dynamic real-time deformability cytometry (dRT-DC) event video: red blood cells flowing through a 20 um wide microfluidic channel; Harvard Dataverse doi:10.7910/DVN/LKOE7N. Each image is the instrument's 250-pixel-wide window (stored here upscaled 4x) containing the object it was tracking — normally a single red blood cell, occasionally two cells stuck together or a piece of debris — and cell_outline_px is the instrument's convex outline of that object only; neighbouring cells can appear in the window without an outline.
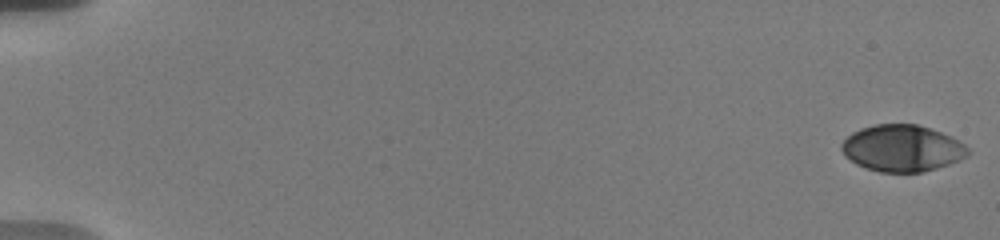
{"species": "human", "species_latin": "Homo sapiens", "temperature_condition": "warm", "stored_images_in_passage": 59, "camera_frame_rate_fps": 3000, "um_per_image_px": 0.085, "donor": {"sex": "male"}, "frame": {"image": 1, "passage_image": 1, "time_ms": 0.0, "image_size_px": [1000, 240], "cell_outline_px": [[972, 152], [968, 156], [948, 164], [924, 172], [880, 172], [864, 168], [856, 164], [844, 156], [840, 148], [840, 144], [852, 132], [860, 128], [876, 124], [916, 124], [940, 132], [964, 144]], "centroid_in_image_um": [76.64, 12.61], "position_along_channel_um": 8.4, "area_um2": 34.33}}
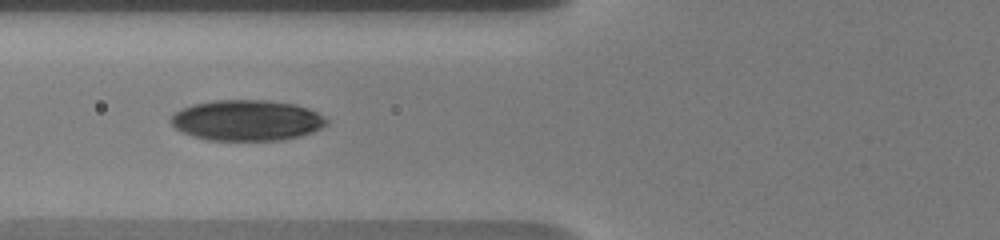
{"frame": {"image": 2, "passage_image": 26, "time_ms": 7.667, "image_size_px": [1000, 240], "cell_outline_px": [[328, 124], [312, 132], [300, 136], [280, 140], [208, 140], [192, 136], [176, 128], [168, 120], [176, 112], [192, 104], [216, 100], [268, 100], [296, 104], [308, 108], [316, 112], [328, 120]], "centroid_in_image_um": [20.99, 10.22], "position_along_channel_um": 104.8, "area_um2": 36.88}}
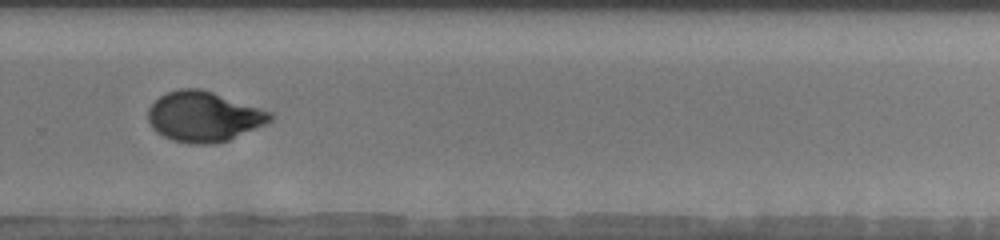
{"frame": {"image": 3, "passage_image": 42, "time_ms": 13.333, "image_size_px": [1000, 240], "cell_outline_px": [[272, 120], [264, 124], [228, 140], [216, 144], [188, 144], [172, 140], [156, 132], [152, 128], [148, 120], [148, 108], [160, 96], [168, 92], [180, 88], [200, 88], [272, 112]], "centroid_in_image_um": [17.28, 9.92], "position_along_channel_um": 312.5, "area_um2": 35.49}, "authors_computed_cell_mechanics": {"area_um2": 35.4892, "velocity_mm_per_s": 3.6649, "shape_relaxation_time_tau1_ms": 5.442, "shape_relaxation_time_tau2_ms": 1.2703, "deformation_change_tau1": 0.1988, "deformation_change_tau2": 0.046}}